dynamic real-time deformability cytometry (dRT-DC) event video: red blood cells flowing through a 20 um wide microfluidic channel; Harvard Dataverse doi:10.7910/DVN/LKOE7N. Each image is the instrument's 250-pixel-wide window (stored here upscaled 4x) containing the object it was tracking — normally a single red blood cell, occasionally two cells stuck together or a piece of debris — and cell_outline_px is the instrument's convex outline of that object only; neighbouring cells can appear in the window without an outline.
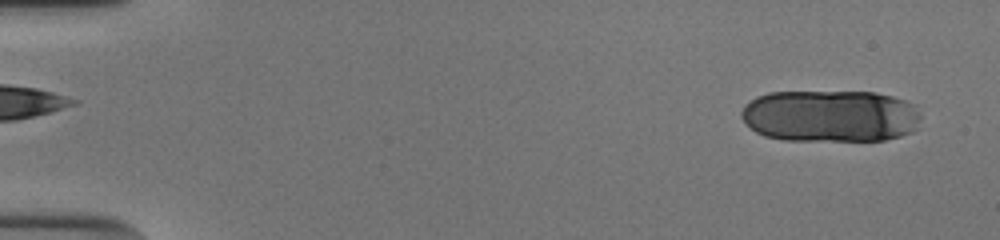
{"species": "human", "species_latin": "Homo sapiens", "temperature_condition": "cold", "stored_images_in_passage": 17, "camera_frame_rate_fps": 3000, "um_per_image_px": 0.085, "donor": {"sex": "male"}, "frame": {"image": 1, "passage_image": 2, "time_ms": 0.333, "image_size_px": [1000, 240], "cell_outline_px": [[920, 116], [916, 128], [912, 132], [900, 136], [884, 140], [784, 140], [764, 136], [756, 132], [740, 116], [740, 112], [744, 104], [756, 96], [768, 92], [876, 92], [892, 96], [916, 104]], "centroid_in_image_um": [70.57, 9.85], "position_along_channel_um": 14.4, "area_um2": 54.91}}